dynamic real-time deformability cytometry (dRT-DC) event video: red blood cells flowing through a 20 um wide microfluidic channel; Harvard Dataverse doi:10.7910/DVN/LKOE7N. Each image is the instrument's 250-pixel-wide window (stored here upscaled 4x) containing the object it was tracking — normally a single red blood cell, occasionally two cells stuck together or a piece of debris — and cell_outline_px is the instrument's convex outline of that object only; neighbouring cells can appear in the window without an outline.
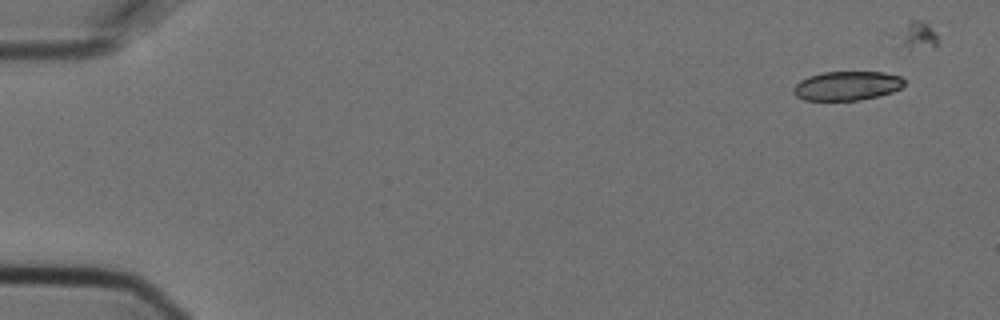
{"species": "Egyptian fruit bat (a non-hibernating species)", "species_latin": "Rousettus aegyptiacus", "temperature_condition": "cold", "stored_images_in_passage": 5, "camera_frame_rate_fps": 3000, "um_per_image_px": 0.085, "animal": {"sex": "female"}, "frame": {"image": 1, "passage_image": 1, "time_ms": 0.0, "image_size_px": [1000, 320], "cell_outline_px": [[904, 84], [900, 88], [892, 92], [880, 96], [856, 100], [804, 100], [796, 96], [792, 92], [792, 88], [800, 80], [808, 76], [824, 72], [884, 72], [900, 76], [904, 80]], "centroid_in_image_um": [71.97, 7.29], "position_along_channel_um": 13.0, "area_um2": 18.84}}
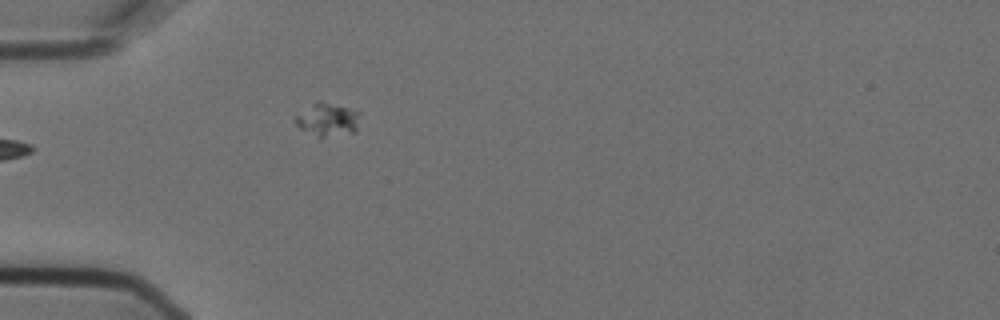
{"frame": {"image": 2, "passage_image": 5, "time_ms": 1.333, "image_size_px": [1000, 320], "cell_outline_px": [[360, 116], [356, 132], [320, 140], [300, 128], [296, 124], [296, 116], [312, 104], [328, 104], [360, 112]], "centroid_in_image_um": [27.87, 10.28], "position_along_channel_um": 57.1, "area_um2": 12.25}}